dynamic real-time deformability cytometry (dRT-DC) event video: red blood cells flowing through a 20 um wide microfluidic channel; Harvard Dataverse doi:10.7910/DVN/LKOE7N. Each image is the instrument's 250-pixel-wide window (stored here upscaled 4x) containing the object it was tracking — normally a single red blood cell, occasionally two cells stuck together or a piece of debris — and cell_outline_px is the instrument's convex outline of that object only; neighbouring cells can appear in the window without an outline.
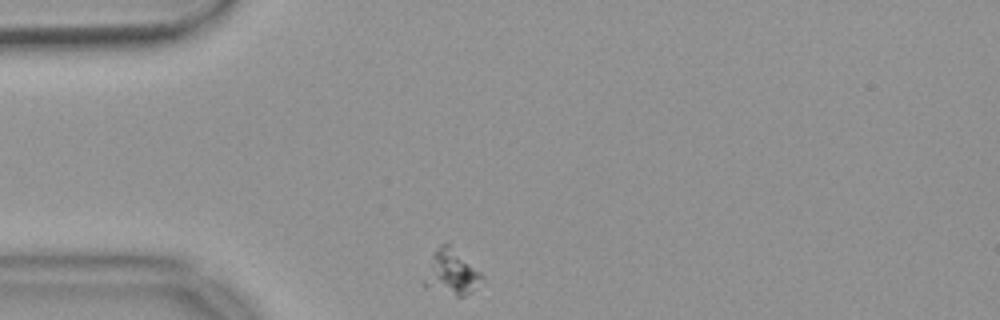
{"species": "common noctule bat (a hibernating species)", "species_latin": "Nyctalus noctula", "temperature_condition": "warm", "stored_images_in_passage": 35, "camera_frame_rate_fps": 3000, "um_per_image_px": 0.085, "animal": {"sex": "female", "body_mass_g": 18.4}, "frame": {"image": 1, "passage_image": 1, "time_ms": 0.0, "image_size_px": [1000, 320], "cell_outline_px": [[484, 280], [464, 296], [456, 296], [424, 284], [424, 280], [432, 256], [436, 248], [440, 244], [448, 244], [480, 272], [484, 276]], "centroid_in_image_um": [38.4, 23.15], "position_along_channel_um": 46.6, "area_um2": 14.22}}
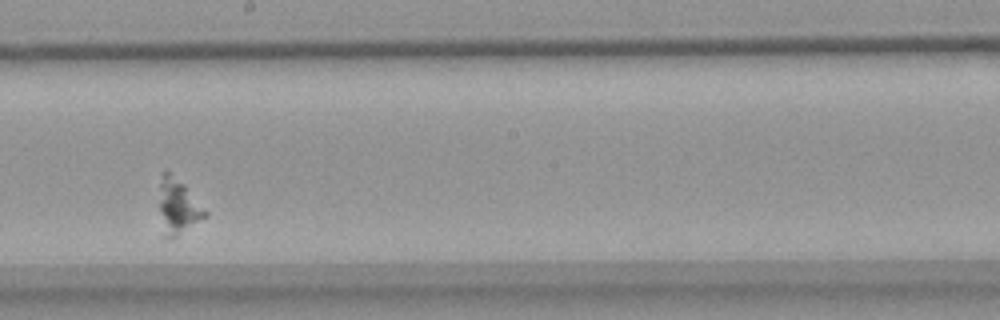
{"frame": {"image": 2, "passage_image": 20, "time_ms": 6.333, "image_size_px": [1000, 320], "cell_outline_px": [[208, 216], [176, 236], [164, 240], [160, 236], [160, 184], [164, 168], [184, 184], [208, 212]], "centroid_in_image_um": [15.1, 17.61], "position_along_channel_um": 233.1, "area_um2": 14.91}}
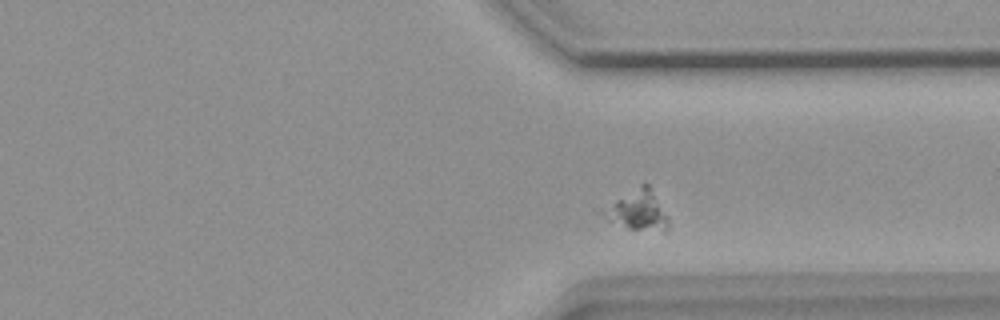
{"frame": {"image": 3, "passage_image": 31, "time_ms": 10.0, "image_size_px": [1000, 320], "cell_outline_px": [[668, 232], [664, 232], [628, 228], [608, 208], [616, 200], [640, 184], [648, 184], [668, 216]], "centroid_in_image_um": [54.48, 17.86], "position_along_channel_um": 356.9, "area_um2": 13.41}}